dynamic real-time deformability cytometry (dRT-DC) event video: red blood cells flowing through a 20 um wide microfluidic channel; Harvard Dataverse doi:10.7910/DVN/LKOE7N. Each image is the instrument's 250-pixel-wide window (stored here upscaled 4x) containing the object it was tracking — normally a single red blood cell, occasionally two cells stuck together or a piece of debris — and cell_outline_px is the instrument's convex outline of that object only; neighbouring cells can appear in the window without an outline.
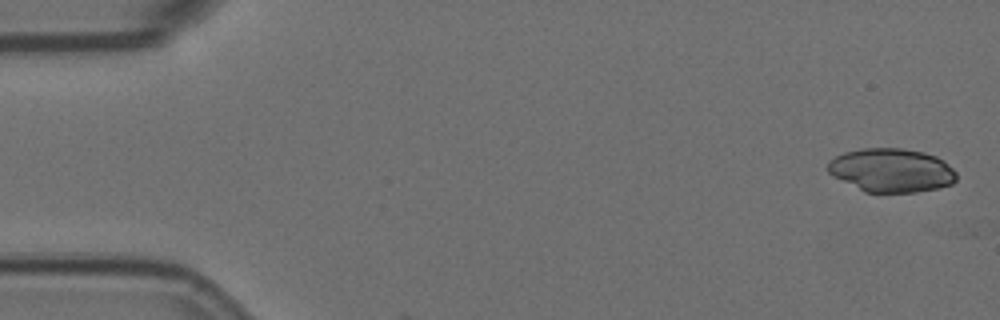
{"species": "Egyptian fruit bat (a non-hibernating species)", "species_latin": "Rousettus aegyptiacus", "temperature_condition": "room temperature", "stored_images_in_passage": 6, "camera_frame_rate_fps": 3000, "um_per_image_px": 0.085, "animal": {"sex": "female"}, "frame": {"image": 1, "passage_image": 1, "time_ms": 0.0, "image_size_px": [1000, 320], "cell_outline_px": [[956, 180], [952, 184], [936, 188], [916, 192], [864, 192], [832, 176], [828, 172], [828, 160], [844, 152], [864, 148], [904, 148], [924, 152], [936, 156], [944, 160], [956, 172]], "centroid_in_image_um": [75.76, 14.47], "position_along_channel_um": 9.2, "area_um2": 32.89}}